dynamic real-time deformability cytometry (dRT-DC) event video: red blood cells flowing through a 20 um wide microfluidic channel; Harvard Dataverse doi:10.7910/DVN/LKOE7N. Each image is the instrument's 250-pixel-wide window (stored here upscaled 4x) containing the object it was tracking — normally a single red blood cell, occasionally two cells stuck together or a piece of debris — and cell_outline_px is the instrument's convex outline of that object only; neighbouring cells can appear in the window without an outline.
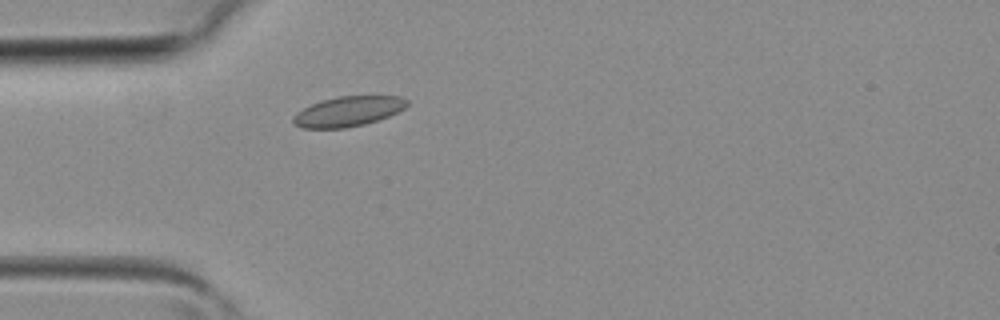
{"species": "common noctule bat (a hibernating species)", "species_latin": "Nyctalus noctula", "temperature_condition": "room temperature", "stored_images_in_passage": 1, "camera_frame_rate_fps": 3000, "um_per_image_px": 0.085, "animal": {"sex": "female", "body_mass_g": 19.3, "forearm_length_mm": 54.1}, "frame": {"image": 1, "passage_image": 1, "time_ms": 0.0, "image_size_px": [1000, 320], "cell_outline_px": [[408, 104], [404, 108], [388, 116], [364, 124], [344, 128], [300, 128], [292, 120], [292, 116], [296, 112], [312, 104], [336, 96], [400, 96], [408, 100]], "centroid_in_image_um": [29.57, 9.46], "position_along_channel_um": 55.4, "area_um2": 19.71}}